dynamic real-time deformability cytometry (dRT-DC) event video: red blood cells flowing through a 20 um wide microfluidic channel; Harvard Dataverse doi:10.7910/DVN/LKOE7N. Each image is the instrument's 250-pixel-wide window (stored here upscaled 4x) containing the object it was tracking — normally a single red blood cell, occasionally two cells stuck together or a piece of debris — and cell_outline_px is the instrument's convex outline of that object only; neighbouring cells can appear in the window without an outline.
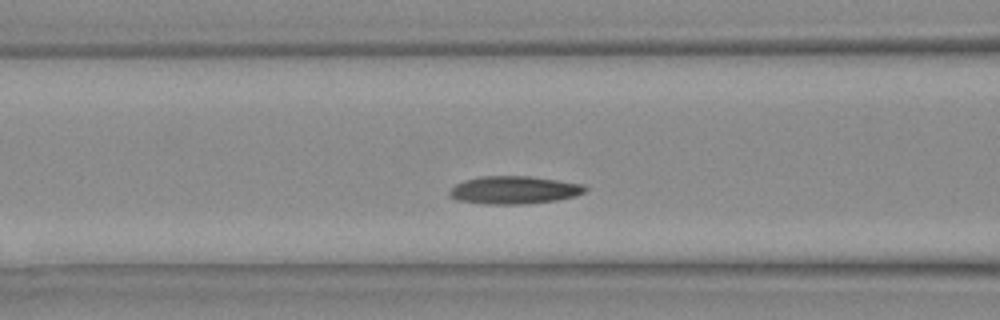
{"species": "Egyptian fruit bat (a non-hibernating species)", "species_latin": "Rousettus aegyptiacus", "temperature_condition": "warm", "stored_images_in_passage": 7, "camera_frame_rate_fps": 3000, "um_per_image_px": 0.085, "animal": {"sex": "female"}, "frame": {"image": 1, "passage_image": 4, "time_ms": 1.0, "image_size_px": [1000, 320], "cell_outline_px": [[588, 188], [584, 192], [576, 196], [556, 200], [524, 204], [484, 204], [456, 200], [448, 196], [448, 192], [456, 184], [464, 180], [480, 176], [532, 176], [584, 184]], "centroid_in_image_um": [43.69, 16.15], "position_along_channel_um": 122.9, "area_um2": 22.2}}